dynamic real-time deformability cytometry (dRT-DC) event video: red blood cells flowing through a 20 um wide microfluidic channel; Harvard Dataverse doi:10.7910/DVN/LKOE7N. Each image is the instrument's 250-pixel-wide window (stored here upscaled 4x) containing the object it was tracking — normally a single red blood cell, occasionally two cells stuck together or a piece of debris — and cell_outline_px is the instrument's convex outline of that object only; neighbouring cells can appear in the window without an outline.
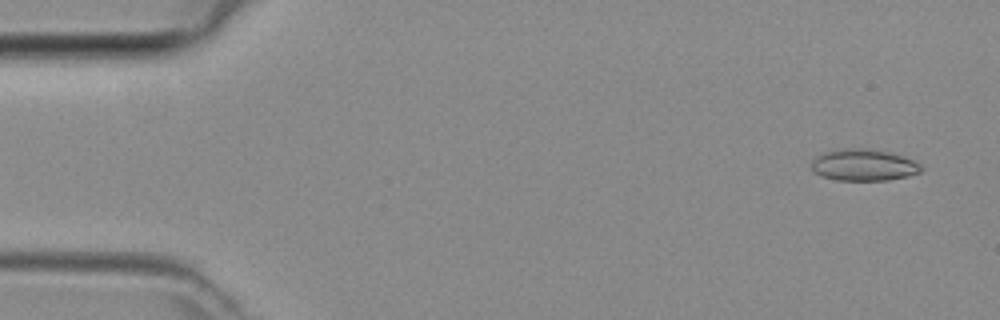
{"species": "common noctule bat (a hibernating species)", "species_latin": "Nyctalus noctula", "temperature_condition": "room temperature", "stored_images_in_passage": 47, "camera_frame_rate_fps": 3000, "um_per_image_px": 0.085, "animal": {"sex": "female", "body_mass_g": 29.2, "forearm_length_mm": 56.3}, "frame": {"image": 1, "passage_image": 3, "time_ms": 0.667, "image_size_px": [1000, 320], "cell_outline_px": [[924, 168], [920, 172], [908, 176], [888, 180], [836, 180], [820, 176], [812, 172], [812, 160], [816, 156], [824, 152], [840, 148], [872, 148], [892, 152], [904, 156], [920, 164]], "centroid_in_image_um": [73.4, 14.01], "position_along_channel_um": 11.6, "area_um2": 20.63}}
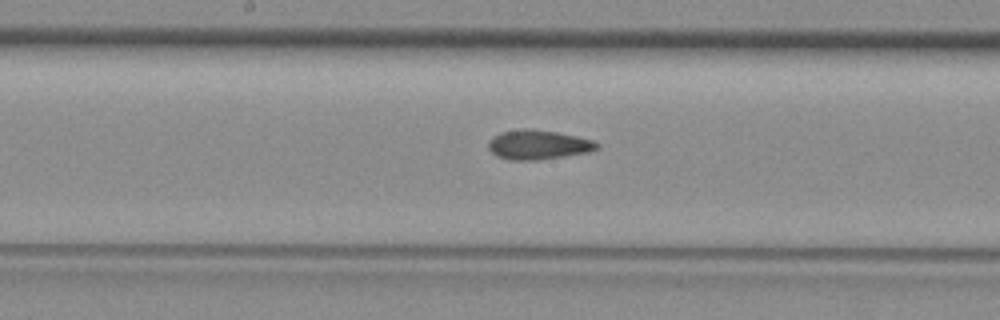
{"frame": {"image": 2, "passage_image": 24, "time_ms": 7.667, "image_size_px": [1000, 320], "cell_outline_px": [[600, 144], [592, 152], [540, 160], [508, 160], [496, 156], [488, 148], [488, 140], [492, 136], [500, 132], [532, 128], [556, 132], [576, 136], [592, 140]], "centroid_in_image_um": [45.73, 12.31], "position_along_channel_um": 202.5, "area_um2": 18.79}}
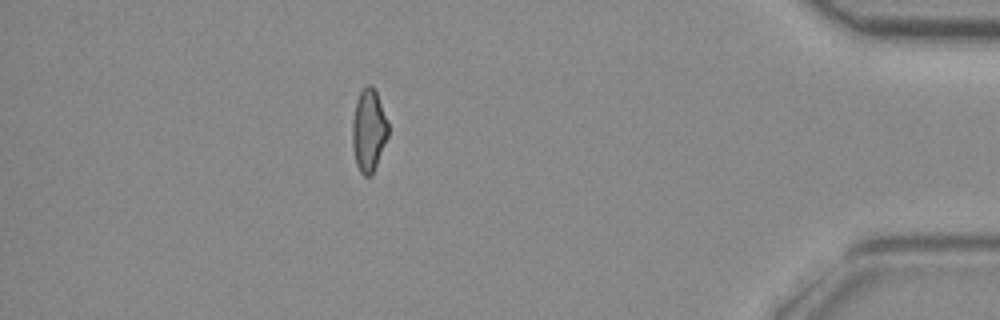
{"frame": {"image": 3, "passage_image": 41, "time_ms": 13.333, "image_size_px": [1000, 320], "cell_outline_px": [[388, 136], [372, 176], [364, 176], [360, 172], [356, 164], [352, 148], [352, 120], [356, 100], [360, 92], [368, 84], [372, 84], [376, 92], [388, 124]], "centroid_in_image_um": [31.32, 11.11], "position_along_channel_um": 403.9, "area_um2": 17.22}}